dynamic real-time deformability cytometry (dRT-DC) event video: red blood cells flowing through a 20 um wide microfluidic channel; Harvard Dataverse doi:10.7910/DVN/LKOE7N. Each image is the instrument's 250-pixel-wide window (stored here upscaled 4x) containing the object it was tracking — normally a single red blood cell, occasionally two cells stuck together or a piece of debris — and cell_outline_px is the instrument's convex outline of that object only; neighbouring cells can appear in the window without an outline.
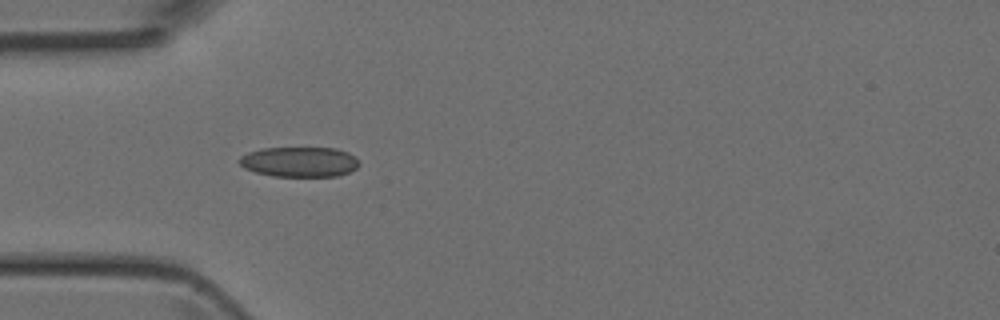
{"species": "Egyptian fruit bat (a non-hibernating species)", "species_latin": "Rousettus aegyptiacus", "temperature_condition": "room temperature", "stored_images_in_passage": 16, "camera_frame_rate_fps": 3000, "um_per_image_px": 0.085, "animal": {"sex": "female"}, "frame": {"image": 1, "passage_image": 5, "time_ms": 1.333, "image_size_px": [1000, 320], "cell_outline_px": [[360, 164], [356, 168], [348, 172], [336, 176], [272, 176], [256, 172], [244, 168], [236, 160], [240, 156], [248, 152], [260, 148], [336, 148], [348, 152]], "centroid_in_image_um": [25.4, 13.75], "position_along_channel_um": 59.6, "area_um2": 20.98}}
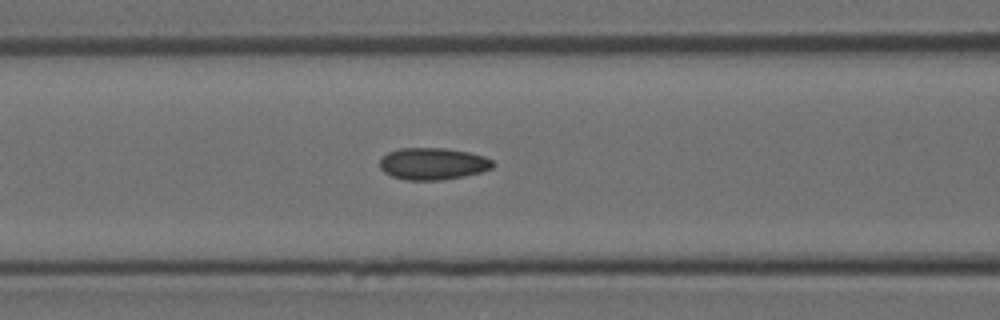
{"frame": {"image": 2, "passage_image": 10, "time_ms": 3.0, "image_size_px": [1000, 320], "cell_outline_px": [[496, 164], [492, 168], [480, 172], [464, 176], [440, 180], [404, 180], [392, 176], [384, 172], [380, 168], [380, 160], [388, 152], [400, 148], [444, 148], [468, 152], [484, 156], [492, 160]], "centroid_in_image_um": [36.8, 13.92], "position_along_channel_um": 129.8, "area_um2": 21.04}}